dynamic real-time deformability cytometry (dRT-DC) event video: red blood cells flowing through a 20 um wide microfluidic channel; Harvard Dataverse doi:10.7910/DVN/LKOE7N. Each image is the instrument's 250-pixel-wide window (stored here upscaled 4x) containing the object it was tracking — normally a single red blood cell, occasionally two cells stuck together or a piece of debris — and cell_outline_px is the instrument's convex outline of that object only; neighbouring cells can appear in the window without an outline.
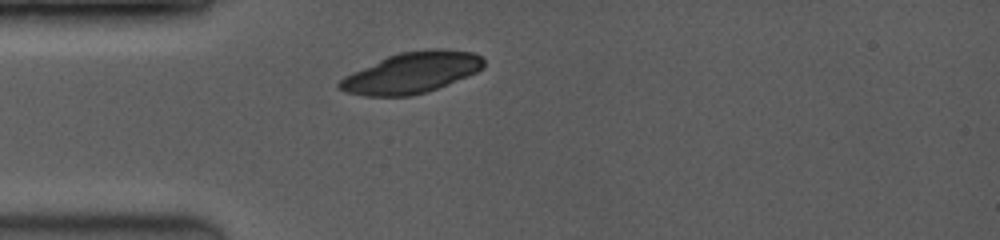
{"species": "common noctule bat (a hibernating species)", "species_latin": "Nyctalus noctula", "temperature_condition": "room temperature", "stored_images_in_passage": 1, "camera_frame_rate_fps": 3500, "um_per_image_px": 0.085, "animal": {"sex": "female", "body_mass_g": 19.0, "forearm_length_mm": 53.3}, "frame": {"image": 1, "passage_image": 1, "time_ms": 0.0, "image_size_px": [1000, 240], "cell_outline_px": [[484, 68], [468, 76], [448, 84], [412, 96], [364, 96], [344, 92], [336, 88], [336, 84], [344, 76], [388, 56], [400, 52], [432, 48], [440, 48], [472, 52], [480, 56], [484, 60]], "centroid_in_image_um": [34.97, 6.18], "position_along_channel_um": 50.0, "area_um2": 34.39}}